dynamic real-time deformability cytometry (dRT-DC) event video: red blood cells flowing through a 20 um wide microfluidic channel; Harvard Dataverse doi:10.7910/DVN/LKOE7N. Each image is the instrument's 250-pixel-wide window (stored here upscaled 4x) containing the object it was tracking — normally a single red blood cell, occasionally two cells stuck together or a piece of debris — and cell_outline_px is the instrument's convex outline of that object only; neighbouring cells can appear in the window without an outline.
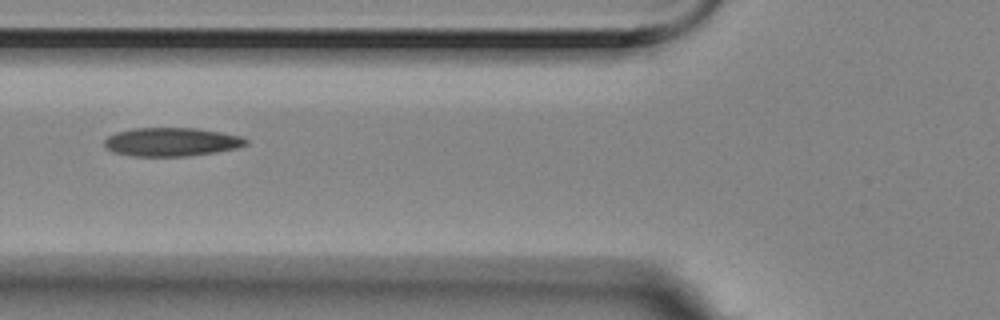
{"species": "Egyptian fruit bat (a non-hibernating species)", "species_latin": "Rousettus aegyptiacus", "temperature_condition": "room temperature", "stored_images_in_passage": 4, "camera_frame_rate_fps": 3000, "um_per_image_px": 0.085, "animal": {"sex": "female"}, "frame": {"image": 1, "passage_image": 2, "time_ms": 0.333, "image_size_px": [1000, 320], "cell_outline_px": [[248, 144], [236, 148], [216, 152], [184, 156], [136, 156], [112, 152], [104, 144], [104, 140], [108, 136], [116, 132], [132, 128], [196, 128], [220, 132], [240, 136], [248, 140]], "centroid_in_image_um": [14.57, 12.06], "position_along_channel_um": 111.2, "area_um2": 23.47}}
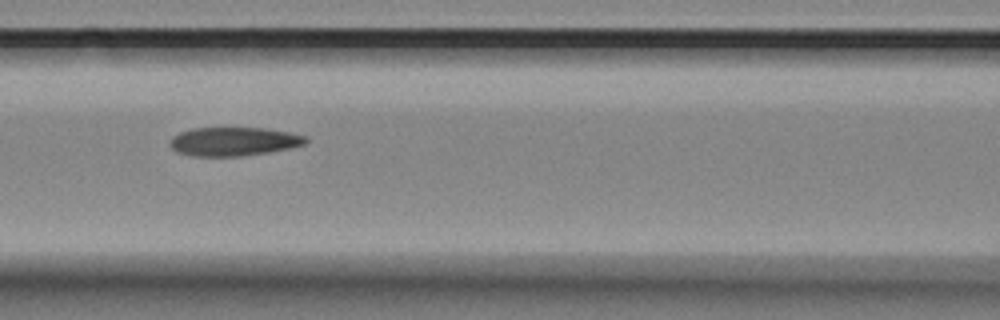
{"frame": {"image": 2, "passage_image": 3, "time_ms": 0.667, "image_size_px": [1000, 320], "cell_outline_px": [[308, 144], [268, 152], [240, 156], [192, 156], [176, 152], [168, 144], [172, 136], [180, 132], [192, 128], [264, 128], [288, 132], [308, 136]], "centroid_in_image_um": [19.86, 12.02], "position_along_channel_um": 146.7, "area_um2": 22.83}}
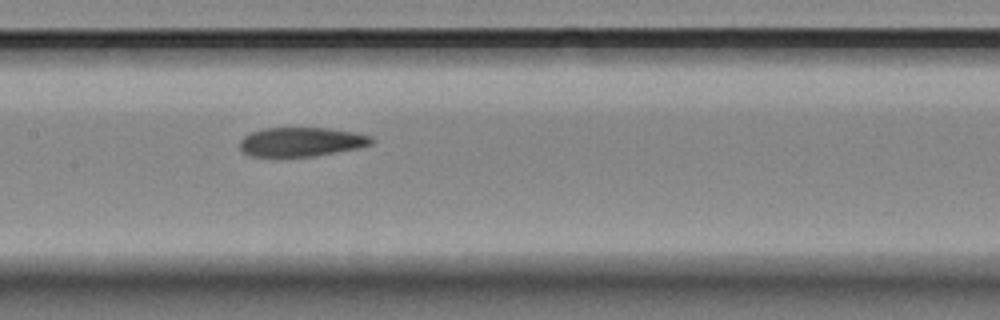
{"frame": {"image": 3, "passage_image": 4, "time_ms": 1.0, "image_size_px": [1000, 320], "cell_outline_px": [[372, 144], [356, 148], [312, 156], [252, 156], [244, 152], [240, 148], [240, 140], [244, 136], [252, 132], [264, 128], [328, 128], [356, 132], [372, 136]], "centroid_in_image_um": [25.61, 12.04], "position_along_channel_um": 181.8, "area_um2": 22.08}}